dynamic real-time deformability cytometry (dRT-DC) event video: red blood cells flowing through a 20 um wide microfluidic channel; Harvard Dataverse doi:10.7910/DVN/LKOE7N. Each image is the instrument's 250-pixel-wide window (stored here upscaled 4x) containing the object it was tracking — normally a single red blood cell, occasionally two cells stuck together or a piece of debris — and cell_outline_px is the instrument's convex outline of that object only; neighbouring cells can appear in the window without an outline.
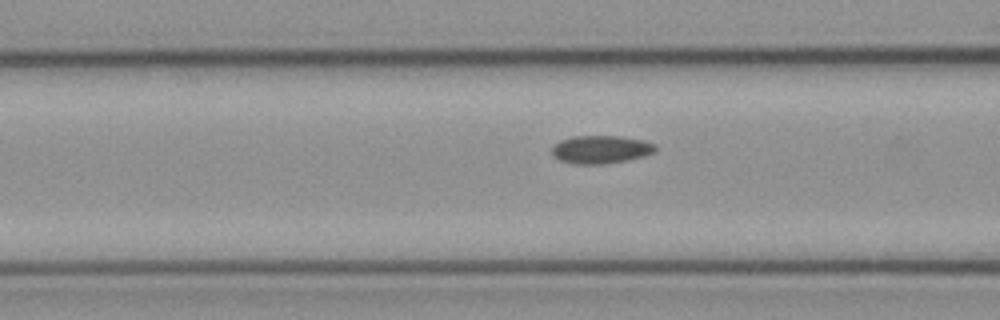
{"species": "common noctule bat (a hibernating species)", "species_latin": "Nyctalus noctula", "temperature_condition": "cold", "stored_images_in_passage": 38, "camera_frame_rate_fps": 3000, "um_per_image_px": 0.085, "animal": {"sex": "female", "body_mass_g": 21.9}, "frame": {"image": 1, "passage_image": 17, "time_ms": 5.333, "image_size_px": [1000, 320], "cell_outline_px": [[656, 152], [644, 156], [628, 160], [604, 164], [572, 164], [560, 160], [552, 156], [552, 148], [560, 140], [572, 136], [620, 136], [644, 140], [656, 144]], "centroid_in_image_um": [51.09, 12.71], "position_along_channel_um": 115.5, "area_um2": 17.11}}
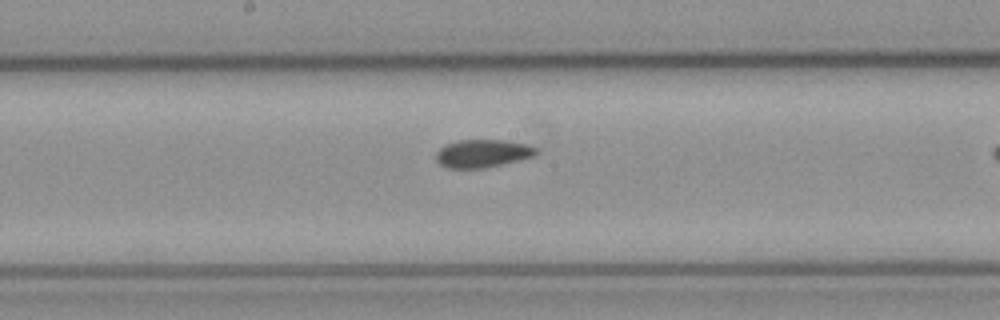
{"frame": {"image": 2, "passage_image": 24, "time_ms": 7.667, "image_size_px": [1000, 320], "cell_outline_px": [[540, 152], [532, 156], [520, 160], [484, 168], [448, 168], [440, 164], [436, 160], [436, 152], [444, 144], [456, 140], [508, 140], [524, 144], [536, 148]], "centroid_in_image_um": [40.99, 13.03], "position_along_channel_um": 207.2, "area_um2": 16.36}}
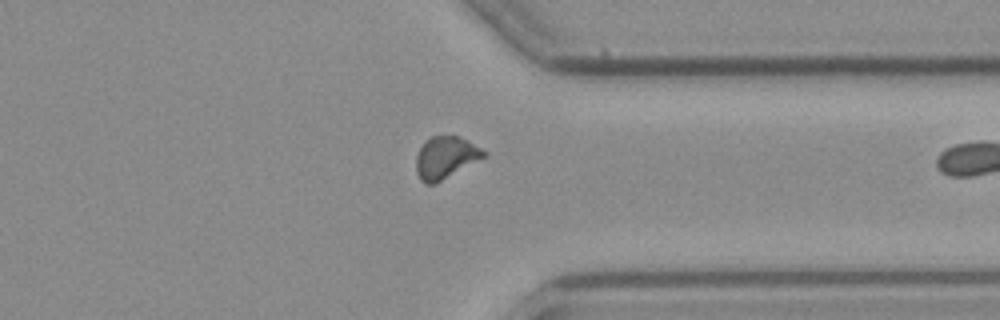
{"frame": {"image": 3, "passage_image": 37, "time_ms": 12.0, "image_size_px": [1000, 320], "cell_outline_px": [[488, 156], [436, 184], [424, 184], [420, 180], [416, 172], [416, 156], [420, 148], [432, 136], [460, 136], [468, 140], [488, 152]], "centroid_in_image_um": [37.92, 13.42], "position_along_channel_um": 373.5, "area_um2": 16.88}}